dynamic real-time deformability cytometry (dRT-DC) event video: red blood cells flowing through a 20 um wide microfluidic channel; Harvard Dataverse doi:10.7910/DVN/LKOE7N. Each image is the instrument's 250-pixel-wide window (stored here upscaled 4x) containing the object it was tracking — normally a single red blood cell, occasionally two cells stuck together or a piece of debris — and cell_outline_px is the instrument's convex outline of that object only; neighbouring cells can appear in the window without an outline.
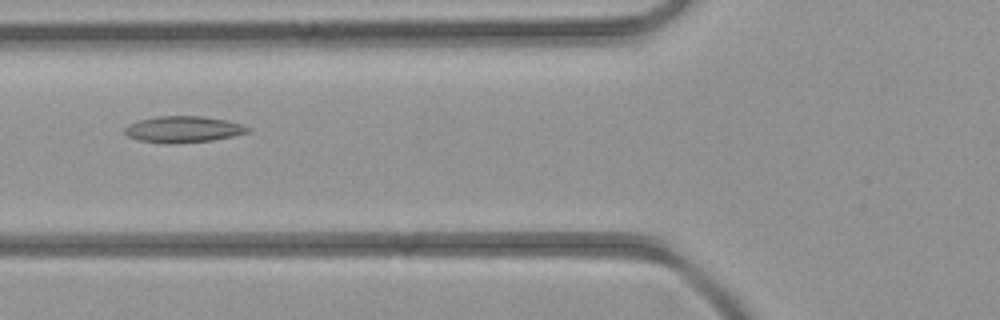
{"species": "common noctule bat (a hibernating species)", "species_latin": "Nyctalus noctula", "temperature_condition": "room temperature", "stored_images_in_passage": 5, "camera_frame_rate_fps": 3000, "um_per_image_px": 0.085, "animal": {"sex": "female", "body_mass_g": 21.9}, "frame": {"image": 1, "passage_image": 5, "time_ms": 4.667, "image_size_px": [1000, 320], "cell_outline_px": [[252, 128], [248, 132], [232, 136], [212, 140], [136, 140], [128, 136], [124, 132], [124, 128], [128, 124], [140, 120], [156, 116], [200, 116], [228, 120]], "centroid_in_image_um": [15.6, 10.93], "position_along_channel_um": 110.2, "area_um2": 17.8}}